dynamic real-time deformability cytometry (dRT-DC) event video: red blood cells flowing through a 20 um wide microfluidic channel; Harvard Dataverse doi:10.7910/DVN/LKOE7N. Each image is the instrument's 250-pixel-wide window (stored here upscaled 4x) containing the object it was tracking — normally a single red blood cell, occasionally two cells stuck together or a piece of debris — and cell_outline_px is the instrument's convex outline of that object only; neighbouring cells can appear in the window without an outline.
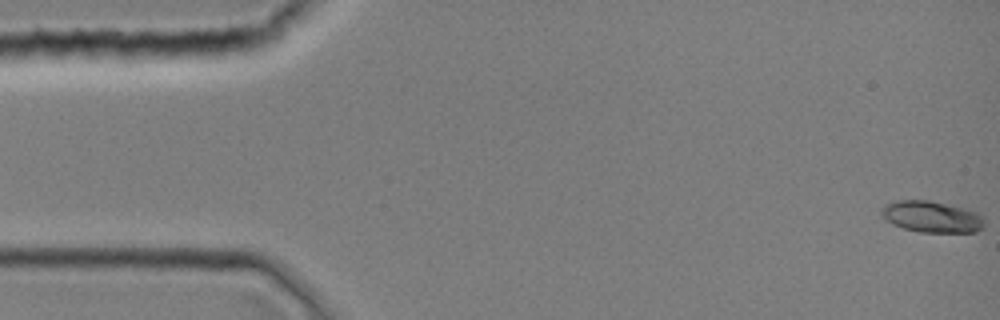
{"species": "common noctule bat (a hibernating species)", "species_latin": "Nyctalus noctula", "temperature_condition": "room temperature", "stored_images_in_passage": 3, "camera_frame_rate_fps": 3000, "um_per_image_px": 0.085, "animal": {"sex": "female", "body_mass_g": 19.0, "forearm_length_mm": 51.5}, "frame": {"image": 1, "passage_image": 1, "time_ms": 0.0, "image_size_px": [1000, 320], "cell_outline_px": [[984, 228], [976, 232], [920, 232], [904, 228], [892, 224], [880, 212], [884, 204], [892, 200], [928, 200], [964, 208], [976, 212], [984, 220]], "centroid_in_image_um": [79.19, 18.42], "position_along_channel_um": 5.8, "area_um2": 18.79}}